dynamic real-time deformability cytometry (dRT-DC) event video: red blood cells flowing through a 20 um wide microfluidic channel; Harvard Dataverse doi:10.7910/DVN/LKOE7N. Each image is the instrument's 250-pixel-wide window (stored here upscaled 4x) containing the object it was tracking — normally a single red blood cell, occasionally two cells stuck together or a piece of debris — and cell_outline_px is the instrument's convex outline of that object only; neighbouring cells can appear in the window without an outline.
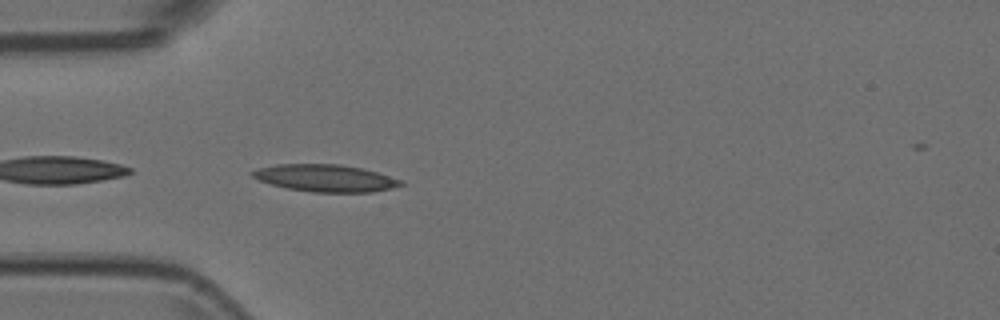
{"species": "Egyptian fruit bat (a non-hibernating species)", "species_latin": "Rousettus aegyptiacus", "temperature_condition": "room temperature", "stored_images_in_passage": 10, "camera_frame_rate_fps": 3000, "um_per_image_px": 0.085, "animal": {"sex": "female"}, "frame": {"image": 1, "passage_image": 1, "time_ms": 0.0, "image_size_px": [1000, 320], "cell_outline_px": [[404, 184], [392, 188], [372, 192], [312, 192], [288, 188], [272, 184], [260, 180], [252, 176], [248, 172], [256, 168], [276, 164], [340, 164], [360, 168], [376, 172], [400, 180]], "centroid_in_image_um": [27.61, 15.13], "position_along_channel_um": 57.4, "area_um2": 23.29}}
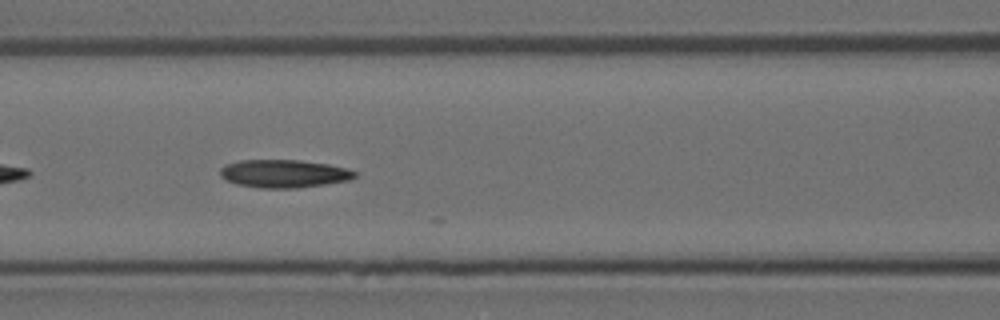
{"frame": {"image": 2, "passage_image": 8, "time_ms": 2.333, "image_size_px": [1000, 320], "cell_outline_px": [[356, 176], [348, 180], [324, 184], [296, 188], [260, 188], [236, 184], [224, 180], [220, 176], [220, 168], [224, 164], [240, 160], [300, 160], [328, 164], [348, 168], [356, 172]], "centroid_in_image_um": [24.08, 14.75], "position_along_channel_um": 142.5, "area_um2": 22.08}}